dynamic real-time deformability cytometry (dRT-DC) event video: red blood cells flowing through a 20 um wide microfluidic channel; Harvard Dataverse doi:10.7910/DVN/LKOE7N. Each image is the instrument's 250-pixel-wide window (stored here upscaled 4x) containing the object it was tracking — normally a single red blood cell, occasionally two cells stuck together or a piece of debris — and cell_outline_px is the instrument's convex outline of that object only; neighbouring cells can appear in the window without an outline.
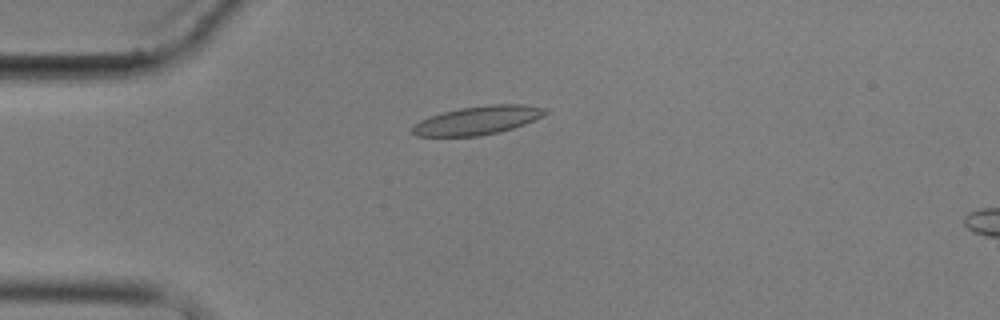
{"species": "common noctule bat (a hibernating species)", "species_latin": "Nyctalus noctula", "temperature_condition": "cold", "stored_images_in_passage": 5, "camera_frame_rate_fps": 3000, "um_per_image_px": 0.085, "animal": {"sex": "male", "body_mass_g": 17.9}, "frame": {"image": 1, "passage_image": 1, "time_ms": 0.0, "image_size_px": [1000, 320], "cell_outline_px": [[548, 112], [544, 116], [524, 124], [512, 128], [480, 136], [416, 136], [412, 132], [412, 128], [420, 120], [428, 116], [460, 108], [492, 104], [524, 104], [544, 108]], "centroid_in_image_um": [40.6, 10.22], "position_along_channel_um": 44.4, "area_um2": 21.91}}
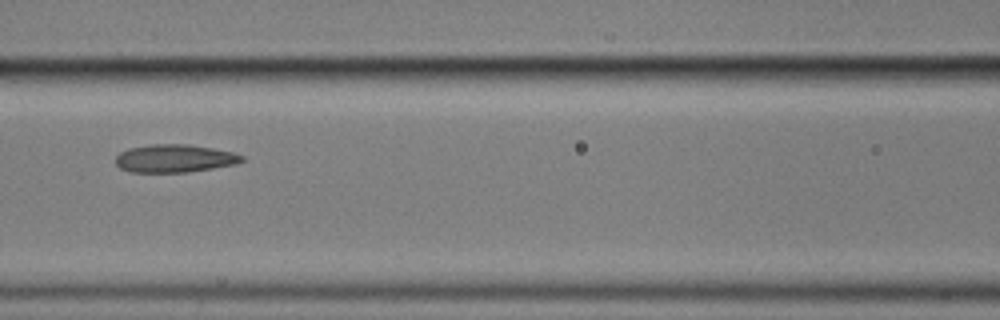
{"frame": {"image": 2, "passage_image": 4, "time_ms": 3.667, "image_size_px": [1000, 320], "cell_outline_px": [[244, 160], [236, 164], [188, 172], [132, 172], [120, 168], [116, 164], [116, 156], [120, 152], [128, 148], [152, 144], [188, 144], [212, 148], [232, 152], [244, 156]], "centroid_in_image_um": [14.83, 13.46], "position_along_channel_um": 151.8, "area_um2": 20.52}}
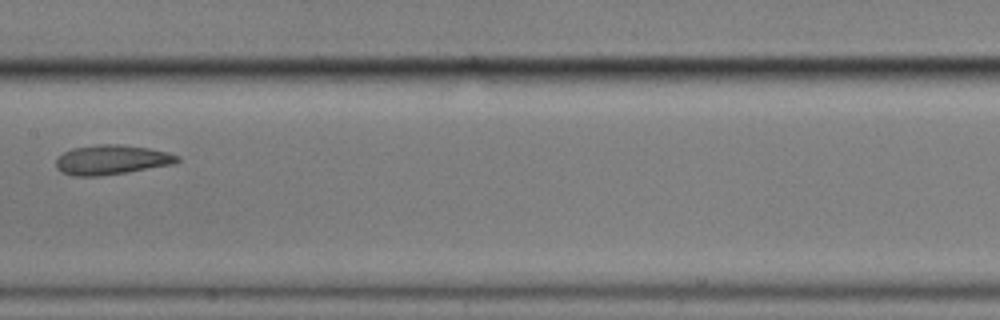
{"frame": {"image": 3, "passage_image": 5, "time_ms": 5.0, "image_size_px": [1000, 320], "cell_outline_px": [[180, 160], [176, 164], [124, 172], [96, 176], [72, 176], [60, 172], [56, 168], [56, 160], [64, 152], [72, 148], [96, 144], [120, 144], [148, 148], [168, 152], [180, 156]], "centroid_in_image_um": [9.49, 13.57], "position_along_channel_um": 197.9, "area_um2": 20.98}}